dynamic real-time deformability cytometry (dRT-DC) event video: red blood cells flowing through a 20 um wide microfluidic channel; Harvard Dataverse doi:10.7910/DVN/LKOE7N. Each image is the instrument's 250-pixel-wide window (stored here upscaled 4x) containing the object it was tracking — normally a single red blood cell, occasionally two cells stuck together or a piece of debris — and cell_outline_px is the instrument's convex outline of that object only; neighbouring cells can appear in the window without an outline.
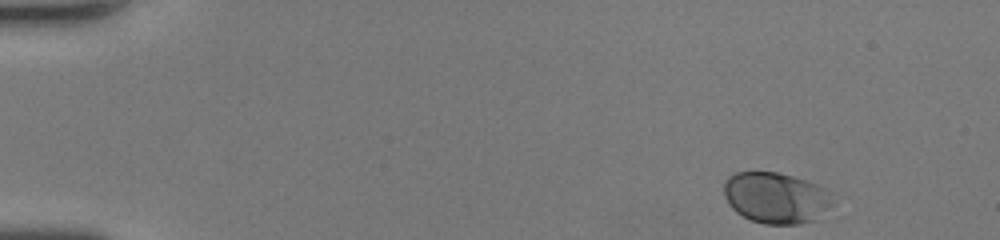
{"species": "human", "species_latin": "Homo sapiens", "temperature_condition": "room temperature", "stored_images_in_passage": 44, "camera_frame_rate_fps": 3000, "um_per_image_px": 0.085, "donor": {"sex": "female"}, "frame": {"image": 1, "passage_image": 1, "time_ms": 0.0, "image_size_px": [1000, 240], "cell_outline_px": [[832, 204], [812, 220], [800, 224], [764, 224], [752, 220], [736, 212], [728, 204], [724, 196], [724, 180], [728, 176], [736, 172], [776, 172], [792, 176], [816, 184], [832, 192]], "centroid_in_image_um": [65.91, 16.8], "position_along_channel_um": 19.1, "area_um2": 32.19}}
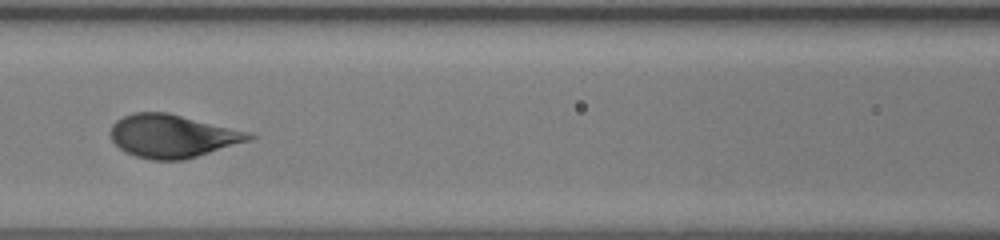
{"frame": {"image": 2, "passage_image": 19, "time_ms": 6.0, "image_size_px": [1000, 240], "cell_outline_px": [[256, 136], [248, 140], [184, 160], [152, 160], [136, 156], [124, 152], [112, 140], [112, 124], [116, 120], [132, 112], [168, 112], [252, 132]], "centroid_in_image_um": [14.65, 11.55], "position_along_channel_um": 151.9, "area_um2": 34.62}}
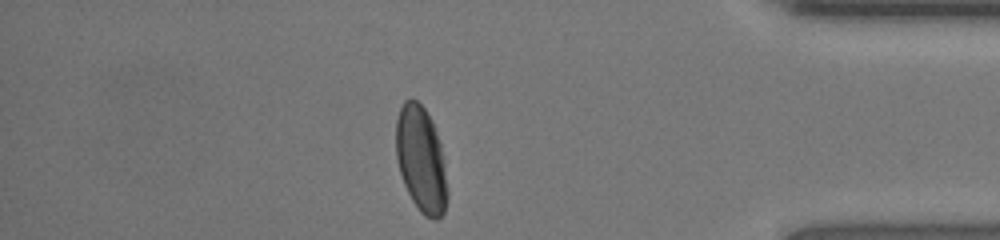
{"frame": {"image": 3, "passage_image": 38, "time_ms": 12.333, "image_size_px": [1000, 240], "cell_outline_px": [[448, 196], [444, 212], [436, 220], [432, 220], [424, 216], [420, 212], [412, 200], [404, 184], [396, 160], [396, 120], [400, 108], [404, 100], [412, 96], [424, 108], [432, 120], [440, 144], [444, 160], [448, 192]], "centroid_in_image_um": [35.79, 13.55], "position_along_channel_um": 399.4, "area_um2": 31.96}}